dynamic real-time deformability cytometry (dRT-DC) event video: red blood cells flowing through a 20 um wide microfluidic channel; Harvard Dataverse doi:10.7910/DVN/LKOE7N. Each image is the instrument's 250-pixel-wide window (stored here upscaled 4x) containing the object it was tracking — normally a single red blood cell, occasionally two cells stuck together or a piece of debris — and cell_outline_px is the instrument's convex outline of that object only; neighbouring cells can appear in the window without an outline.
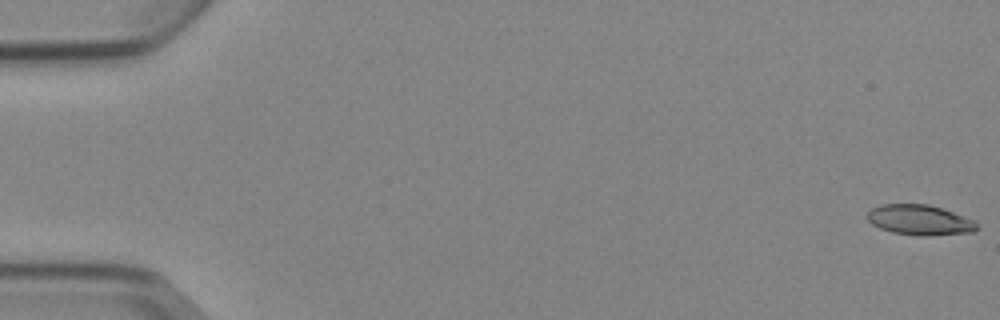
{"species": "Egyptian fruit bat (a non-hibernating species)", "species_latin": "Rousettus aegyptiacus", "temperature_condition": "cold", "stored_images_in_passage": 5, "camera_frame_rate_fps": 3000, "um_per_image_px": 0.085, "animal": {"sex": "female"}, "frame": {"image": 1, "passage_image": 1, "time_ms": 0.0, "image_size_px": [1000, 320], "cell_outline_px": [[976, 228], [972, 232], [928, 236], [924, 236], [892, 232], [880, 228], [872, 224], [864, 216], [872, 208], [880, 204], [928, 204], [976, 220]], "centroid_in_image_um": [78.14, 18.69], "position_along_channel_um": 6.9, "area_um2": 19.25}}
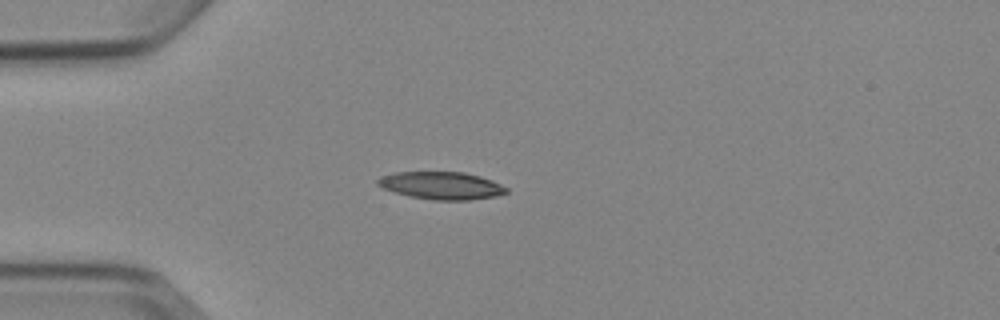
{"frame": {"image": 2, "passage_image": 4, "time_ms": 4.667, "image_size_px": [1000, 320], "cell_outline_px": [[508, 192], [496, 196], [468, 200], [432, 200], [412, 196], [396, 192], [384, 188], [376, 184], [376, 180], [380, 176], [396, 172], [464, 172], [480, 176], [492, 180], [508, 188]], "centroid_in_image_um": [37.54, 15.76], "position_along_channel_um": 47.5, "area_um2": 20.58}}